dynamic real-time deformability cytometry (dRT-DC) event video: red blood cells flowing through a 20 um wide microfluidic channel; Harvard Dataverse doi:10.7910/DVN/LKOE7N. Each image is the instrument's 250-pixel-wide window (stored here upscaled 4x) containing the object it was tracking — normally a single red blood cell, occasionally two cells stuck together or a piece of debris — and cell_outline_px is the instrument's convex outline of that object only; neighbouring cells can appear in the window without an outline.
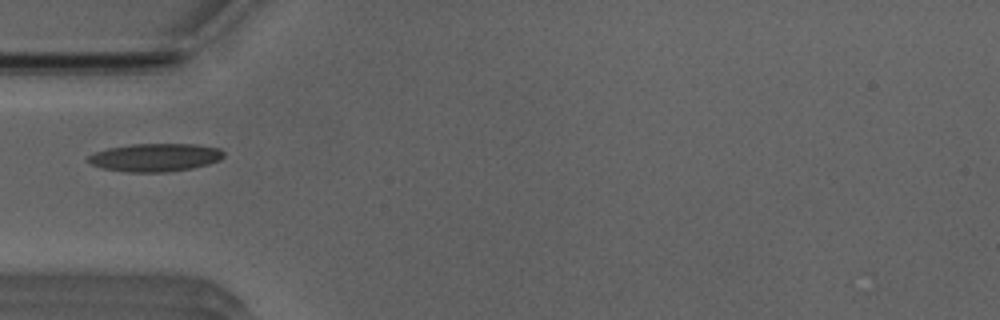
{"species": "Egyptian fruit bat (a non-hibernating species)", "species_latin": "Rousettus aegyptiacus", "temperature_condition": "room temperature", "stored_images_in_passage": 36, "camera_frame_rate_fps": 3000, "um_per_image_px": 0.085, "animal": {"sex": "male"}, "frame": {"image": 1, "passage_image": 1, "time_ms": 0.0, "image_size_px": [1000, 320], "cell_outline_px": [[224, 156], [220, 160], [208, 164], [192, 168], [168, 172], [128, 172], [104, 168], [92, 164], [84, 160], [88, 156], [96, 152], [108, 148], [132, 144], [196, 144], [220, 148], [224, 152]], "centroid_in_image_um": [13.21, 13.38], "position_along_channel_um": 71.8, "area_um2": 22.2}}
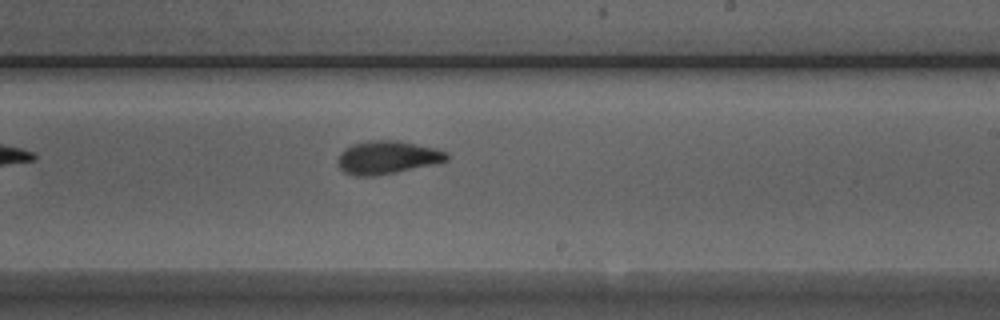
{"frame": {"image": 2, "passage_image": 15, "time_ms": 4.667, "image_size_px": [1000, 320], "cell_outline_px": [[448, 160], [432, 164], [396, 172], [376, 176], [360, 176], [344, 172], [340, 168], [336, 160], [340, 152], [344, 148], [352, 144], [368, 140], [400, 140], [436, 148], [448, 152]], "centroid_in_image_um": [32.89, 13.36], "position_along_channel_um": 256.1, "area_um2": 21.15}}
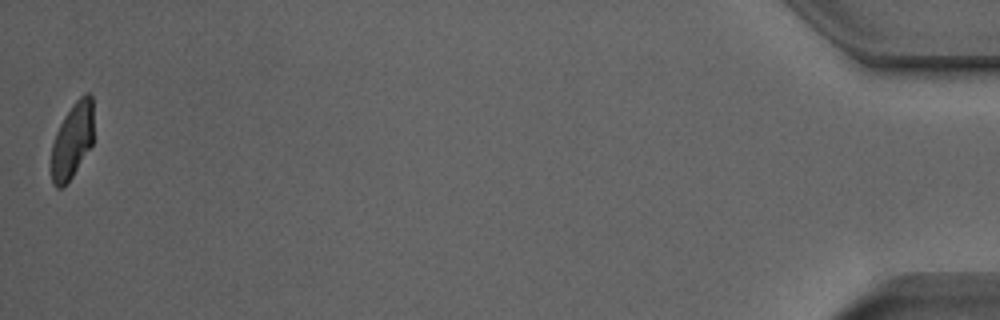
{"frame": {"image": 3, "passage_image": 36, "time_ms": 11.667, "image_size_px": [1000, 320], "cell_outline_px": [[92, 144], [72, 176], [60, 188], [56, 188], [52, 184], [52, 144], [56, 132], [64, 116], [72, 104], [84, 92], [88, 92], [92, 96]], "centroid_in_image_um": [6.14, 11.9], "position_along_channel_um": 429.1, "area_um2": 18.32}}